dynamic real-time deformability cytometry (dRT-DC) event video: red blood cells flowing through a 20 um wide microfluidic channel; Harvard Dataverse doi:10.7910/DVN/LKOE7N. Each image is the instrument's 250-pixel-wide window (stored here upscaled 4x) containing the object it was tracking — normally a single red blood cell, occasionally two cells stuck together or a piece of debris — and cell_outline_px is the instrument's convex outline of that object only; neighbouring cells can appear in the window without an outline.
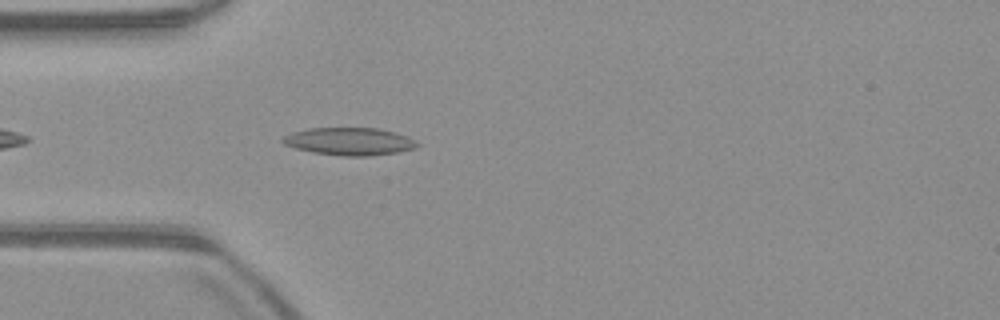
{"species": "common noctule bat (a hibernating species)", "species_latin": "Nyctalus noctula", "temperature_condition": "warm", "stored_images_in_passage": 12, "camera_frame_rate_fps": 3000, "um_per_image_px": 0.085, "animal": {"sex": "male", "body_mass_g": 23.1, "forearm_length_mm": 52.7}, "frame": {"image": 1, "passage_image": 4, "time_ms": 1.0, "image_size_px": [1000, 320], "cell_outline_px": [[420, 144], [416, 148], [396, 152], [368, 156], [344, 156], [312, 152], [296, 148], [284, 144], [280, 140], [284, 136], [292, 132], [308, 128], [380, 128], [396, 132]], "centroid_in_image_um": [29.67, 12.01], "position_along_channel_um": 55.3, "area_um2": 21.5}}